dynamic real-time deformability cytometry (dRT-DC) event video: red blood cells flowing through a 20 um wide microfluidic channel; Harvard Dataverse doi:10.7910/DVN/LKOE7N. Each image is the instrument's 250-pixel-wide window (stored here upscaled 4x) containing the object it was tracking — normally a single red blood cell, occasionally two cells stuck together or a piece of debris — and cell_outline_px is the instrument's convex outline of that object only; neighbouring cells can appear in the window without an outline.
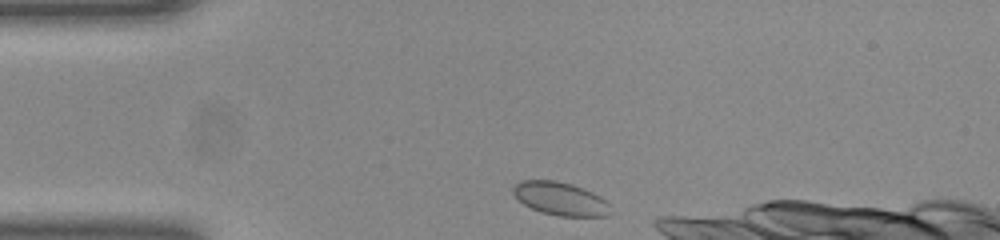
{"species": "common noctule bat (a hibernating species)", "species_latin": "Nyctalus noctula", "temperature_condition": "room temperature", "stored_images_in_passage": 12, "camera_frame_rate_fps": 3000, "um_per_image_px": 0.085, "animal": {"sex": "female", "body_mass_g": 23.0, "forearm_length_mm": 53.4}, "frame": {"image": 1, "passage_image": 1, "time_ms": 0.0, "image_size_px": [1000, 240], "cell_outline_px": [[608, 204], [604, 216], [560, 216], [540, 212], [524, 204], [512, 192], [512, 188], [516, 184], [524, 180], [556, 180], [572, 184], [600, 196]], "centroid_in_image_um": [47.56, 16.87], "position_along_channel_um": 37.4, "area_um2": 18.32}}
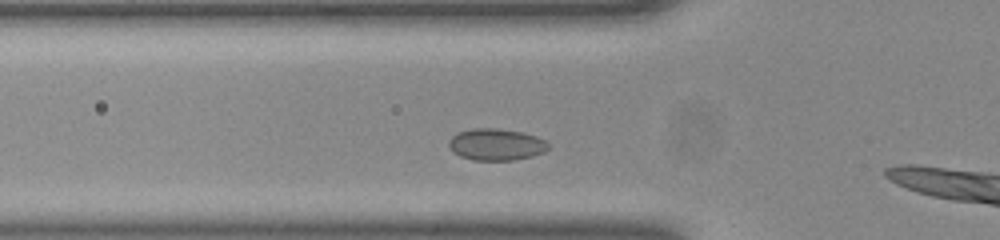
{"frame": {"image": 2, "passage_image": 7, "time_ms": 2.0, "image_size_px": [1000, 240], "cell_outline_px": [[548, 148], [544, 152], [532, 156], [512, 160], [472, 160], [460, 156], [448, 144], [448, 140], [452, 136], [460, 132], [476, 128], [492, 128], [520, 132], [536, 136], [544, 140], [548, 144]], "centroid_in_image_um": [42.18, 12.29], "position_along_channel_um": 83.6, "area_um2": 18.03}}
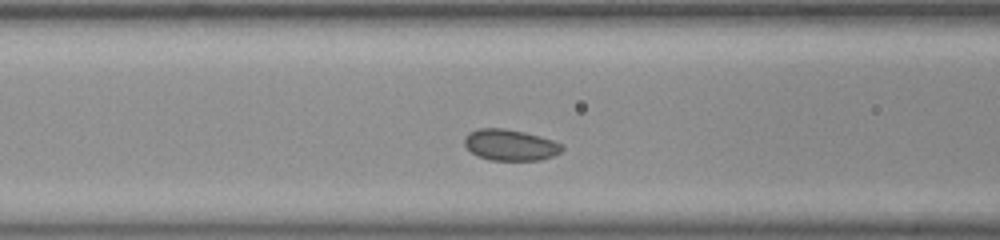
{"frame": {"image": 3, "passage_image": 10, "time_ms": 3.0, "image_size_px": [1000, 240], "cell_outline_px": [[564, 148], [560, 152], [552, 156], [540, 160], [488, 160], [476, 156], [464, 144], [464, 136], [468, 132], [480, 128], [504, 128], [524, 132], [552, 140], [560, 144]], "centroid_in_image_um": [43.32, 12.32], "position_along_channel_um": 123.3, "area_um2": 17.69}}